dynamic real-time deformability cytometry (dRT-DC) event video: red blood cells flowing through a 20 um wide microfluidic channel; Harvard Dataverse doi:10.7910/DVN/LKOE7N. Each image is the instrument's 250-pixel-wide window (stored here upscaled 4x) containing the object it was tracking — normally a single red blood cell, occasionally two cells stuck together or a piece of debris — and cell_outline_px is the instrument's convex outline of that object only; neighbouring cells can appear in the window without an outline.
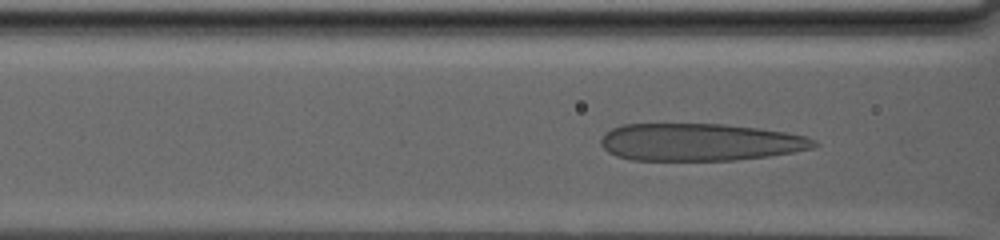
{"species": "human", "species_latin": "Homo sapiens", "temperature_condition": "warm", "stored_images_in_passage": 35, "camera_frame_rate_fps": 3000, "um_per_image_px": 0.085, "donor": {"sex": "male"}, "frame": {"image": 1, "passage_image": 30, "time_ms": 9.667, "image_size_px": [1000, 240], "cell_outline_px": [[820, 144], [812, 148], [792, 152], [768, 156], [736, 160], [632, 160], [616, 156], [608, 152], [600, 144], [600, 140], [612, 128], [624, 124], [724, 124], [760, 128], [784, 132], [804, 136], [816, 140]], "centroid_in_image_um": [59.5, 12.08], "position_along_channel_um": 107.1, "area_um2": 46.41}}